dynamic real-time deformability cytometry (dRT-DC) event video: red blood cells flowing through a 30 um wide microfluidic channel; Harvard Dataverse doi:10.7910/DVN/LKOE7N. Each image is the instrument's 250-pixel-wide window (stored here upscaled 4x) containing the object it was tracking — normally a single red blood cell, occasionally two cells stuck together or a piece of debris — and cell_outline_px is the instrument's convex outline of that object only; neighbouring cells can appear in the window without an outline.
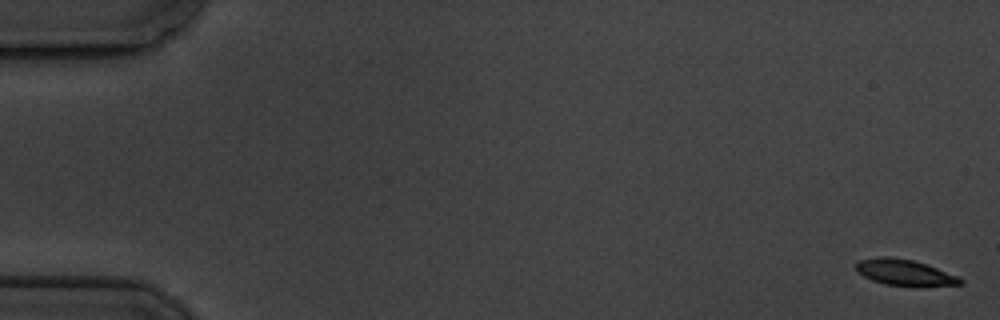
{"species": "common noctule bat (a hibernating species)", "species_latin": "Nyctalus noctula", "temperature_condition": "cold", "stored_images_in_passage": 6, "camera_frame_rate_fps": 3000, "um_per_image_px": 0.085, "animal": {"sex": "male", "body_mass_g": 19.5, "forearm_length_mm": 54.6}, "frame": {"image": 1, "passage_image": 1, "time_ms": 0.0, "image_size_px": [1000, 320], "cell_outline_px": [[964, 284], [884, 284], [872, 280], [856, 272], [856, 264], [860, 260], [880, 256], [888, 256], [912, 260], [936, 268], [956, 276], [964, 280]], "centroid_in_image_um": [76.79, 23.12], "position_along_channel_um": 8.2, "area_um2": 14.97}}
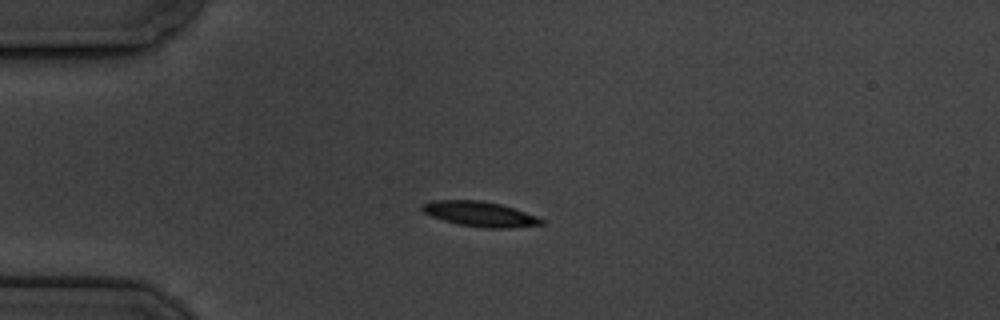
{"frame": {"image": 2, "passage_image": 5, "time_ms": 4.667, "image_size_px": [1000, 320], "cell_outline_px": [[544, 224], [512, 228], [484, 228], [460, 224], [444, 220], [432, 216], [424, 212], [420, 208], [420, 204], [432, 200], [480, 200], [500, 204], [536, 216], [544, 220]], "centroid_in_image_um": [40.77, 18.19], "position_along_channel_um": 44.2, "area_um2": 17.28}}